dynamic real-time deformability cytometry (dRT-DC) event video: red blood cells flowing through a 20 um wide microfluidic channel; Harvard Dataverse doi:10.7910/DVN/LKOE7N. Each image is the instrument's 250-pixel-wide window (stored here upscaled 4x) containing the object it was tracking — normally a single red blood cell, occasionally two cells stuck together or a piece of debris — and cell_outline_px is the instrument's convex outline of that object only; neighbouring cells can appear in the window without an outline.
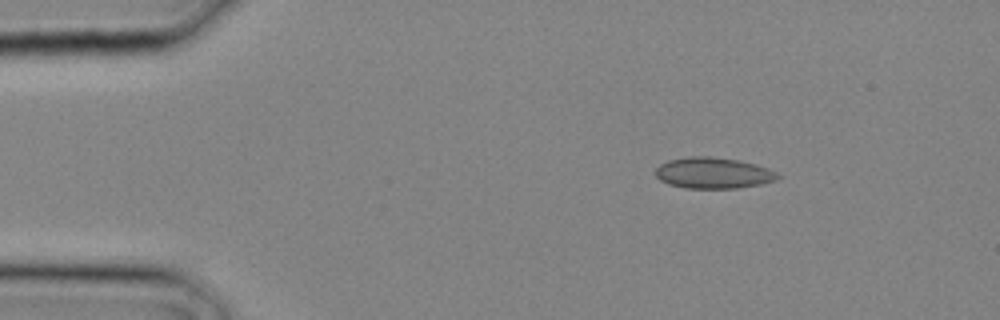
{"species": "common noctule bat (a hibernating species)", "species_latin": "Nyctalus noctula", "temperature_condition": "cold", "stored_images_in_passage": 2, "camera_frame_rate_fps": 3000, "um_per_image_px": 0.085, "animal": {"sex": "male", "body_mass_g": 20.4}, "frame": {"image": 1, "passage_image": 1, "time_ms": 0.0, "image_size_px": [1000, 320], "cell_outline_px": [[780, 176], [776, 180], [760, 184], [736, 188], [684, 188], [668, 184], [660, 180], [656, 176], [656, 168], [660, 164], [668, 160], [688, 156], [712, 156], [736, 160], [756, 164], [768, 168], [776, 172]], "centroid_in_image_um": [60.6, 14.7], "position_along_channel_um": 24.4, "area_um2": 22.14}}